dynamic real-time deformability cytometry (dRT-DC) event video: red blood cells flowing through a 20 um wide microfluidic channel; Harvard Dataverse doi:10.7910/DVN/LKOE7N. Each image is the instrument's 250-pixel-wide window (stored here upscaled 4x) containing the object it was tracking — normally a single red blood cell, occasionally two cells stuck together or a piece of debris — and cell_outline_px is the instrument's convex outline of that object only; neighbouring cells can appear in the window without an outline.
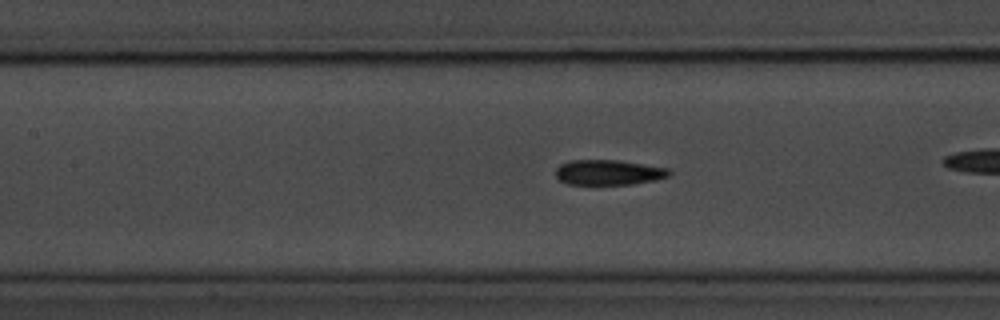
{"species": "common noctule bat (a hibernating species)", "species_latin": "Nyctalus noctula", "temperature_condition": "room temperature", "stored_images_in_passage": 35, "camera_frame_rate_fps": 3000, "um_per_image_px": 0.085, "animal": {"sex": "male", "body_mass_g": 20.1, "forearm_length_mm": 53.5}, "frame": {"image": 1, "passage_image": 16, "time_ms": 5.0, "image_size_px": [1000, 320], "cell_outline_px": [[672, 172], [668, 176], [656, 180], [632, 184], [568, 184], [560, 180], [556, 176], [556, 168], [560, 164], [568, 160], [616, 160], [668, 168]], "centroid_in_image_um": [51.71, 14.65], "position_along_channel_um": 155.7, "area_um2": 16.59}}